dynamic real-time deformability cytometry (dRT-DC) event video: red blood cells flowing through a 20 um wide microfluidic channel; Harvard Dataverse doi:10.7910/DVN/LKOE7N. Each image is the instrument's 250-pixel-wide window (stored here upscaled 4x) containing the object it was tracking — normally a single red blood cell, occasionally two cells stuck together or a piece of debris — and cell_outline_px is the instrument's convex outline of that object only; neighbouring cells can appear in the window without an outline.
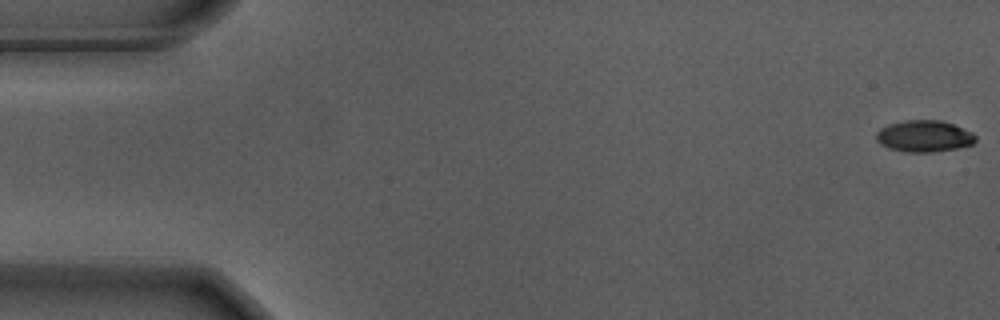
{"species": "Egyptian fruit bat (a non-hibernating species)", "species_latin": "Rousettus aegyptiacus", "temperature_condition": "warm", "stored_images_in_passage": 9, "camera_frame_rate_fps": 3000, "um_per_image_px": 0.085, "animal": {"sex": "male"}, "frame": {"image": 1, "passage_image": 1, "time_ms": 0.0, "image_size_px": [1000, 320], "cell_outline_px": [[976, 140], [972, 144], [956, 148], [932, 152], [904, 152], [888, 148], [880, 144], [876, 140], [876, 132], [880, 128], [888, 124], [904, 120], [940, 120], [952, 124], [972, 132], [976, 136]], "centroid_in_image_um": [78.51, 11.57], "position_along_channel_um": 6.5, "area_um2": 18.32}}